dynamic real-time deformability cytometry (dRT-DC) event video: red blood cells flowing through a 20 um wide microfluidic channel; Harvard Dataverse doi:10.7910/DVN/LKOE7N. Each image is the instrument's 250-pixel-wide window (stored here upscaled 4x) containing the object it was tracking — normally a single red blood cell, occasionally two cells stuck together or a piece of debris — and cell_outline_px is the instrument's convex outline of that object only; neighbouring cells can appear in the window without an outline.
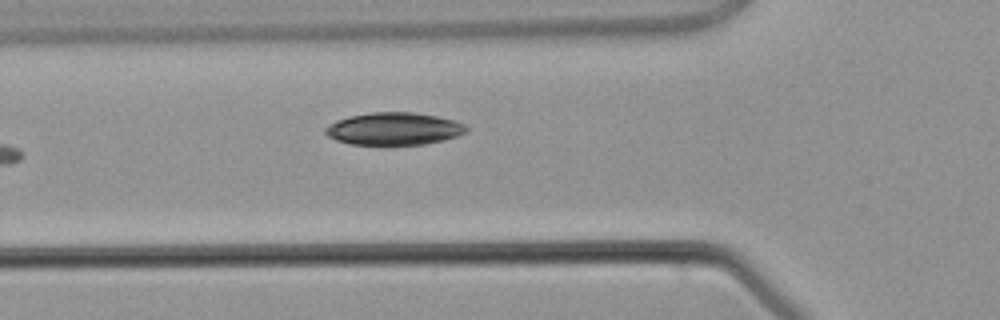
{"species": "common noctule bat (a hibernating species)", "species_latin": "Nyctalus noctula", "temperature_condition": "warm", "stored_images_in_passage": 6, "camera_frame_rate_fps": 3000, "um_per_image_px": 0.085, "animal": {"sex": "male", "body_mass_g": 21.5, "forearm_length_mm": 52.0}, "frame": {"image": 1, "passage_image": 6, "time_ms": 6.0, "image_size_px": [1000, 320], "cell_outline_px": [[472, 128], [468, 132], [444, 140], [424, 144], [384, 148], [348, 144], [336, 140], [328, 136], [324, 132], [324, 128], [328, 124], [336, 120], [352, 116], [372, 112], [412, 112], [436, 116], [452, 120], [464, 124]], "centroid_in_image_um": [33.47, 11.0], "position_along_channel_um": 92.3, "area_um2": 27.74}}